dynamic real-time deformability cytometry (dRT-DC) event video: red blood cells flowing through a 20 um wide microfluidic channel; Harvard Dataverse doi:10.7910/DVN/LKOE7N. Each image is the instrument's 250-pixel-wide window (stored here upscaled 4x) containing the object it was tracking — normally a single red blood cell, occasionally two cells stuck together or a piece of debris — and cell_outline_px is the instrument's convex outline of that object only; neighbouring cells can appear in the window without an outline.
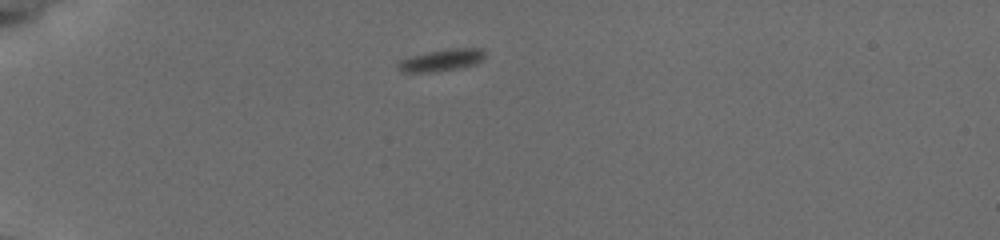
{"species": "common noctule bat (a hibernating species)", "species_latin": "Nyctalus noctula", "temperature_condition": "cold", "stored_images_in_passage": 20, "camera_frame_rate_fps": 3000, "um_per_image_px": 0.085, "animal": {"sex": "female", "body_mass_g": 19.5, "forearm_length_mm": 54.1}, "frame": {"image": 1, "passage_image": 4, "time_ms": 1.0, "image_size_px": [1000, 240], "cell_outline_px": [[484, 60], [476, 64], [460, 68], [428, 72], [404, 72], [396, 68], [396, 60], [428, 52], [448, 48], [480, 48], [484, 52]], "centroid_in_image_um": [37.5, 5.11], "position_along_channel_um": 47.5, "area_um2": 11.21}}
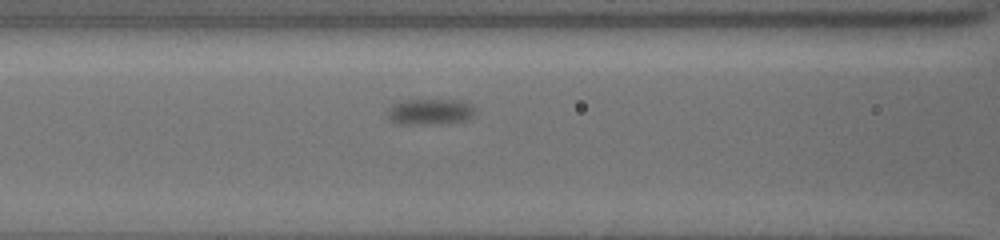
{"frame": {"image": 2, "passage_image": 12, "time_ms": 4.333, "image_size_px": [1000, 240], "cell_outline_px": [[476, 112], [472, 116], [464, 120], [440, 124], [396, 124], [388, 120], [388, 112], [392, 104], [404, 100], [460, 100], [476, 108]], "centroid_in_image_um": [36.53, 9.51], "position_along_channel_um": 130.1, "area_um2": 13.29}}
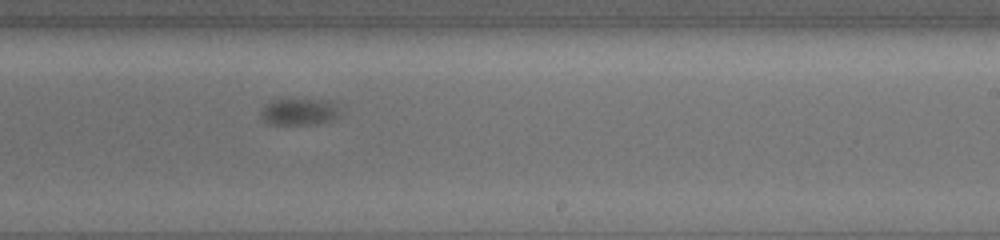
{"frame": {"image": 3, "passage_image": 20, "time_ms": 8.0, "image_size_px": [1000, 240], "cell_outline_px": [[340, 116], [336, 120], [316, 124], [272, 124], [264, 120], [260, 112], [264, 104], [272, 100], [292, 96], [332, 100], [340, 108]], "centroid_in_image_um": [25.5, 9.43], "position_along_channel_um": 263.5, "area_um2": 13.35}}